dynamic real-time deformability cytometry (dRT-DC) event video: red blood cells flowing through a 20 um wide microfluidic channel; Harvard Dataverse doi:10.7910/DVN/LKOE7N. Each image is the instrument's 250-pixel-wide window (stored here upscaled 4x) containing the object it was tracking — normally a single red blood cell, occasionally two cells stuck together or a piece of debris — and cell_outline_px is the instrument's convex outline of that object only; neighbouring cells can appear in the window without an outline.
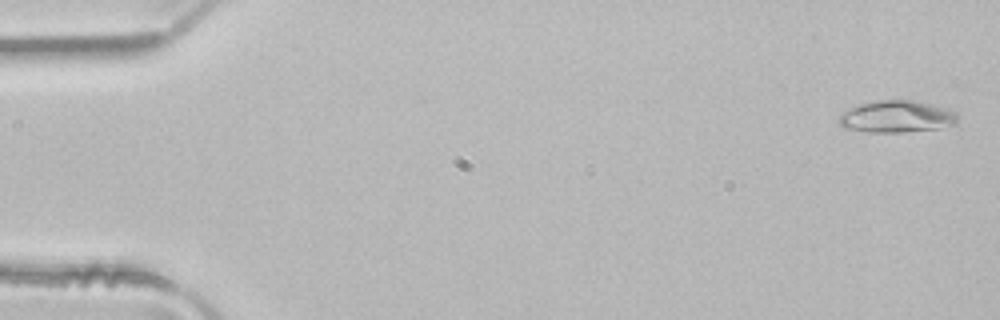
{"species": "common noctule bat (a hibernating species)", "species_latin": "Nyctalus noctula", "temperature_condition": "room temperature", "stored_images_in_passage": 4, "camera_frame_rate_fps": 3000, "um_per_image_px": 0.085, "animal": {"sex": "male", "body_mass_g": 21.5, "forearm_length_mm": 52.0}, "frame": {"image": 1, "passage_image": 1, "time_ms": 0.0, "image_size_px": [1000, 320], "cell_outline_px": [[956, 124], [940, 128], [904, 132], [868, 132], [844, 128], [840, 124], [840, 112], [860, 104], [876, 100], [916, 100], [936, 104], [948, 108], [956, 112]], "centroid_in_image_um": [76.24, 9.9], "position_along_channel_um": 8.8, "area_um2": 22.31}}